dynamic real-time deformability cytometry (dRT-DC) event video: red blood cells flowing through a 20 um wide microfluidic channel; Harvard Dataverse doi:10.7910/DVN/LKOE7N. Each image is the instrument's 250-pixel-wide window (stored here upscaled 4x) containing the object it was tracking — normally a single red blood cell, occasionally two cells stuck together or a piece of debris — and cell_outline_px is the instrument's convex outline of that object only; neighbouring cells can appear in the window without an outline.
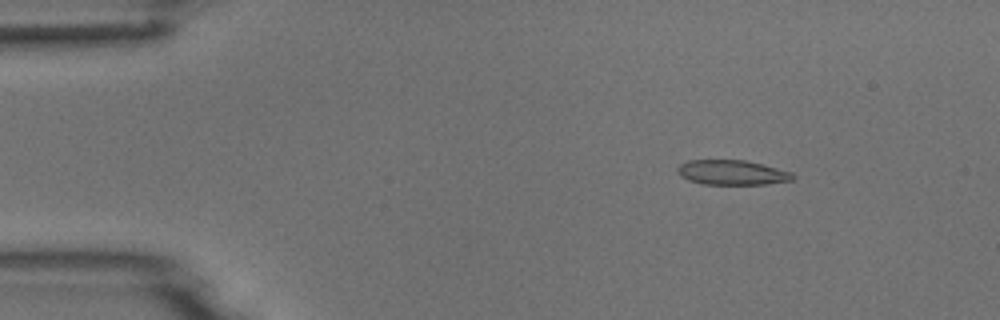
{"species": "common noctule bat (a hibernating species)", "species_latin": "Nyctalus noctula", "temperature_condition": "room temperature", "stored_images_in_passage": 4, "camera_frame_rate_fps": 3000, "um_per_image_px": 0.085, "animal": {"sex": "male", "body_mass_g": 18.8}, "frame": {"image": 1, "passage_image": 2, "time_ms": 0.333, "image_size_px": [1000, 320], "cell_outline_px": [[796, 176], [792, 180], [764, 184], [704, 184], [688, 180], [680, 176], [676, 172], [676, 168], [680, 164], [688, 160], [744, 160], [792, 172]], "centroid_in_image_um": [62.18, 14.66], "position_along_channel_um": 22.8, "area_um2": 16.59}}